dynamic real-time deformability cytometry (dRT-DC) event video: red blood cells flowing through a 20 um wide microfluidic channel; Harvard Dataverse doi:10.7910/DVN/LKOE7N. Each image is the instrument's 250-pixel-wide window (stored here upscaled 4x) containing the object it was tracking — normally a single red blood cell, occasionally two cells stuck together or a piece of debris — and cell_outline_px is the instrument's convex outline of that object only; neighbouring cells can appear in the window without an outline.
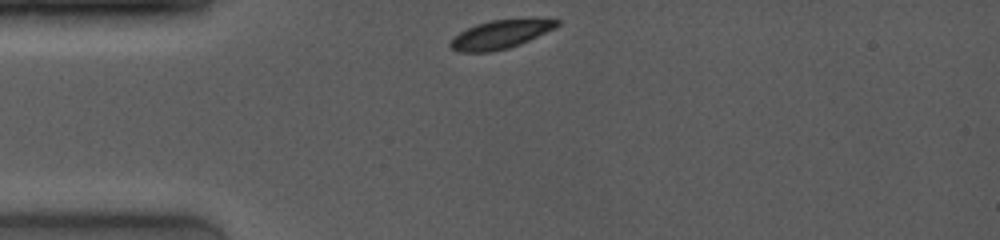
{"species": "common noctule bat (a hibernating species)", "species_latin": "Nyctalus noctula", "temperature_condition": "room temperature", "stored_images_in_passage": 9, "camera_frame_rate_fps": 4000, "um_per_image_px": 0.085, "animal": {"sex": "female", "body_mass_g": 19.0, "forearm_length_mm": 53.3}, "frame": {"image": 1, "passage_image": 1, "time_ms": 0.0, "image_size_px": [1000, 240], "cell_outline_px": [[560, 24], [556, 28], [520, 44], [508, 48], [492, 52], [456, 52], [448, 44], [460, 32], [476, 24], [492, 20], [560, 20]], "centroid_in_image_um": [42.5, 2.96], "position_along_channel_um": 42.5, "area_um2": 17.28}}